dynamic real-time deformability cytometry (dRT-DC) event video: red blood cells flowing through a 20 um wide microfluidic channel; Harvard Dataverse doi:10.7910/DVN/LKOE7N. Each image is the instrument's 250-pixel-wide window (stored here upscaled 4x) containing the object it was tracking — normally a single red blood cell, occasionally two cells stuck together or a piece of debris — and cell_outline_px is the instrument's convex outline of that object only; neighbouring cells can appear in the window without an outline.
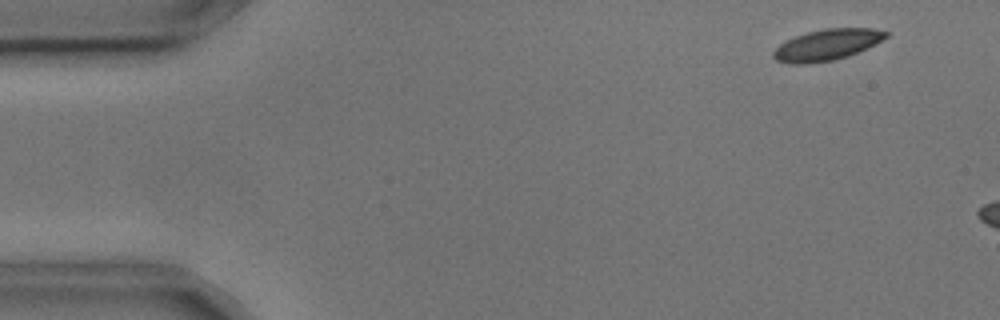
{"species": "common noctule bat (a hibernating species)", "species_latin": "Nyctalus noctula", "temperature_condition": "cold", "stored_images_in_passage": 2, "camera_frame_rate_fps": 3000, "um_per_image_px": 0.085, "animal": {"sex": "male", "body_mass_g": 17.9, "forearm_length_mm": 54.2}, "frame": {"image": 1, "passage_image": 1, "time_ms": 0.0, "image_size_px": [1000, 320], "cell_outline_px": [[888, 36], [876, 44], [848, 56], [832, 60], [808, 64], [792, 64], [776, 60], [772, 56], [772, 52], [780, 44], [796, 36], [808, 32], [824, 28], [872, 28], [888, 32]], "centroid_in_image_um": [70.3, 3.81], "position_along_channel_um": 14.7, "area_um2": 20.29}}